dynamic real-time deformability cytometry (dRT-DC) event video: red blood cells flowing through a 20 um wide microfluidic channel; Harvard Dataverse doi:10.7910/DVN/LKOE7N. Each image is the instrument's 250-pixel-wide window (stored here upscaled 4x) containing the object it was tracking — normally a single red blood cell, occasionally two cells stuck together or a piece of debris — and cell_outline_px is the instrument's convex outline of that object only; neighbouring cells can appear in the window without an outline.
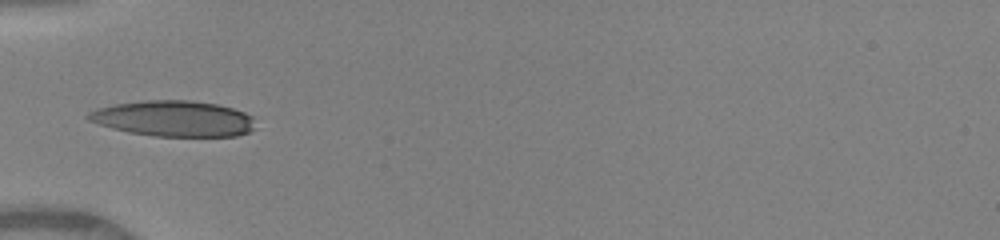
{"species": "human", "species_latin": "Homo sapiens", "temperature_condition": "warm", "stored_images_in_passage": 33, "camera_frame_rate_fps": 3000, "um_per_image_px": 0.085, "donor": {"sex": "female"}, "frame": {"image": 1, "passage_image": 1, "time_ms": 0.0, "image_size_px": [1000, 240], "cell_outline_px": [[256, 128], [248, 132], [236, 136], [152, 136], [128, 132], [112, 128], [88, 120], [84, 116], [88, 112], [96, 108], [116, 104], [144, 100], [192, 100], [216, 104], [232, 108], [244, 112], [252, 116]], "centroid_in_image_um": [14.75, 10.08], "position_along_channel_um": 70.2, "area_um2": 34.97}}
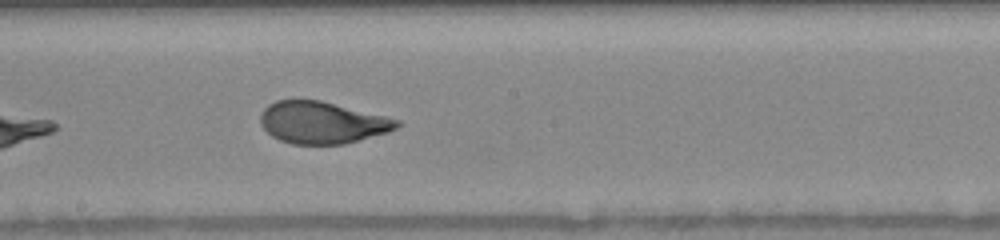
{"frame": {"image": 2, "passage_image": 12, "time_ms": 3.667, "image_size_px": [1000, 240], "cell_outline_px": [[400, 124], [396, 128], [388, 132], [344, 144], [292, 144], [280, 140], [272, 136], [260, 124], [260, 112], [268, 104], [276, 100], [320, 100], [400, 120]], "centroid_in_image_um": [27.34, 10.42], "position_along_channel_um": 220.9, "area_um2": 33.18}}
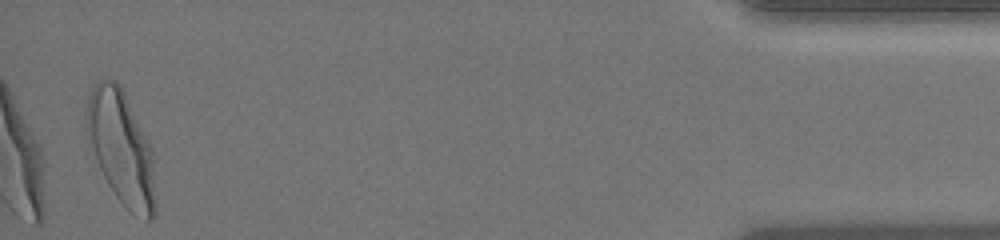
{"frame": {"image": 3, "passage_image": 32, "time_ms": 10.333, "image_size_px": [1000, 240], "cell_outline_px": [[156, 212], [152, 220], [144, 220], [132, 212], [116, 196], [108, 184], [96, 160], [84, 128], [84, 112], [88, 96], [92, 84], [96, 80], [104, 76], [116, 80], [120, 84], [152, 148], [156, 200]], "centroid_in_image_um": [10.28, 12.5], "position_along_channel_um": 424.9, "area_um2": 46.18}, "authors_computed_cell_mechanics": {"area_um2": 34.2176, "velocity_mm_per_s": 4.1173, "shape_relaxation_time_tau1_ms": 4.7485, "shape_relaxation_time_tau2_ms": null, "deformation_change_tau1": 0.2164, "deformation_change_tau2": null}}